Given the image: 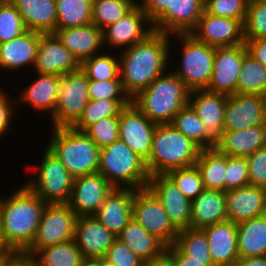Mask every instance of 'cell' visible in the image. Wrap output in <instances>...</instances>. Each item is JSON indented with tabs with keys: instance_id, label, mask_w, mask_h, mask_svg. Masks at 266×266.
Masks as SVG:
<instances>
[{
	"instance_id": "10",
	"label": "cell",
	"mask_w": 266,
	"mask_h": 266,
	"mask_svg": "<svg viewBox=\"0 0 266 266\" xmlns=\"http://www.w3.org/2000/svg\"><path fill=\"white\" fill-rule=\"evenodd\" d=\"M88 85L89 79L81 68L61 76L56 109L50 116L52 128L72 127L79 120L90 101Z\"/></svg>"
},
{
	"instance_id": "51",
	"label": "cell",
	"mask_w": 266,
	"mask_h": 266,
	"mask_svg": "<svg viewBox=\"0 0 266 266\" xmlns=\"http://www.w3.org/2000/svg\"><path fill=\"white\" fill-rule=\"evenodd\" d=\"M105 258L115 266H142L144 262L119 239L110 246Z\"/></svg>"
},
{
	"instance_id": "18",
	"label": "cell",
	"mask_w": 266,
	"mask_h": 266,
	"mask_svg": "<svg viewBox=\"0 0 266 266\" xmlns=\"http://www.w3.org/2000/svg\"><path fill=\"white\" fill-rule=\"evenodd\" d=\"M147 188L162 203L178 231L190 228L191 200L183 195L167 175L150 176Z\"/></svg>"
},
{
	"instance_id": "43",
	"label": "cell",
	"mask_w": 266,
	"mask_h": 266,
	"mask_svg": "<svg viewBox=\"0 0 266 266\" xmlns=\"http://www.w3.org/2000/svg\"><path fill=\"white\" fill-rule=\"evenodd\" d=\"M166 175L177 185L183 195L190 200L195 199L205 189L201 173L196 164L173 169Z\"/></svg>"
},
{
	"instance_id": "6",
	"label": "cell",
	"mask_w": 266,
	"mask_h": 266,
	"mask_svg": "<svg viewBox=\"0 0 266 266\" xmlns=\"http://www.w3.org/2000/svg\"><path fill=\"white\" fill-rule=\"evenodd\" d=\"M98 173L118 189H143L150 178L145 160L122 140L100 149Z\"/></svg>"
},
{
	"instance_id": "26",
	"label": "cell",
	"mask_w": 266,
	"mask_h": 266,
	"mask_svg": "<svg viewBox=\"0 0 266 266\" xmlns=\"http://www.w3.org/2000/svg\"><path fill=\"white\" fill-rule=\"evenodd\" d=\"M134 189L114 188L105 198L94 217L116 237L133 219Z\"/></svg>"
},
{
	"instance_id": "37",
	"label": "cell",
	"mask_w": 266,
	"mask_h": 266,
	"mask_svg": "<svg viewBox=\"0 0 266 266\" xmlns=\"http://www.w3.org/2000/svg\"><path fill=\"white\" fill-rule=\"evenodd\" d=\"M56 28H72L92 23L93 0H55Z\"/></svg>"
},
{
	"instance_id": "2",
	"label": "cell",
	"mask_w": 266,
	"mask_h": 266,
	"mask_svg": "<svg viewBox=\"0 0 266 266\" xmlns=\"http://www.w3.org/2000/svg\"><path fill=\"white\" fill-rule=\"evenodd\" d=\"M0 199V227L9 247L22 254L33 241L46 204L25 183Z\"/></svg>"
},
{
	"instance_id": "27",
	"label": "cell",
	"mask_w": 266,
	"mask_h": 266,
	"mask_svg": "<svg viewBox=\"0 0 266 266\" xmlns=\"http://www.w3.org/2000/svg\"><path fill=\"white\" fill-rule=\"evenodd\" d=\"M39 32L26 30L18 37L0 44V69L13 71L32 65L36 61Z\"/></svg>"
},
{
	"instance_id": "29",
	"label": "cell",
	"mask_w": 266,
	"mask_h": 266,
	"mask_svg": "<svg viewBox=\"0 0 266 266\" xmlns=\"http://www.w3.org/2000/svg\"><path fill=\"white\" fill-rule=\"evenodd\" d=\"M18 10L26 30L54 33L57 22L55 0H9Z\"/></svg>"
},
{
	"instance_id": "9",
	"label": "cell",
	"mask_w": 266,
	"mask_h": 266,
	"mask_svg": "<svg viewBox=\"0 0 266 266\" xmlns=\"http://www.w3.org/2000/svg\"><path fill=\"white\" fill-rule=\"evenodd\" d=\"M77 218L67 203L46 204L36 235L22 254L31 258L42 248L73 240Z\"/></svg>"
},
{
	"instance_id": "13",
	"label": "cell",
	"mask_w": 266,
	"mask_h": 266,
	"mask_svg": "<svg viewBox=\"0 0 266 266\" xmlns=\"http://www.w3.org/2000/svg\"><path fill=\"white\" fill-rule=\"evenodd\" d=\"M189 34L213 47H233L245 43L244 23L241 20L218 17L205 12Z\"/></svg>"
},
{
	"instance_id": "49",
	"label": "cell",
	"mask_w": 266,
	"mask_h": 266,
	"mask_svg": "<svg viewBox=\"0 0 266 266\" xmlns=\"http://www.w3.org/2000/svg\"><path fill=\"white\" fill-rule=\"evenodd\" d=\"M88 93L90 100H131L124 92L121 80H89Z\"/></svg>"
},
{
	"instance_id": "19",
	"label": "cell",
	"mask_w": 266,
	"mask_h": 266,
	"mask_svg": "<svg viewBox=\"0 0 266 266\" xmlns=\"http://www.w3.org/2000/svg\"><path fill=\"white\" fill-rule=\"evenodd\" d=\"M79 69L78 60L54 33L40 34L34 73L64 76Z\"/></svg>"
},
{
	"instance_id": "59",
	"label": "cell",
	"mask_w": 266,
	"mask_h": 266,
	"mask_svg": "<svg viewBox=\"0 0 266 266\" xmlns=\"http://www.w3.org/2000/svg\"><path fill=\"white\" fill-rule=\"evenodd\" d=\"M142 266H172L169 256L165 253L162 257L143 262Z\"/></svg>"
},
{
	"instance_id": "42",
	"label": "cell",
	"mask_w": 266,
	"mask_h": 266,
	"mask_svg": "<svg viewBox=\"0 0 266 266\" xmlns=\"http://www.w3.org/2000/svg\"><path fill=\"white\" fill-rule=\"evenodd\" d=\"M174 245L192 260H212L208 240L202 229L187 228L180 230Z\"/></svg>"
},
{
	"instance_id": "31",
	"label": "cell",
	"mask_w": 266,
	"mask_h": 266,
	"mask_svg": "<svg viewBox=\"0 0 266 266\" xmlns=\"http://www.w3.org/2000/svg\"><path fill=\"white\" fill-rule=\"evenodd\" d=\"M227 219L224 191L204 189L191 200L190 228L202 229Z\"/></svg>"
},
{
	"instance_id": "57",
	"label": "cell",
	"mask_w": 266,
	"mask_h": 266,
	"mask_svg": "<svg viewBox=\"0 0 266 266\" xmlns=\"http://www.w3.org/2000/svg\"><path fill=\"white\" fill-rule=\"evenodd\" d=\"M234 266H266V255L239 259Z\"/></svg>"
},
{
	"instance_id": "45",
	"label": "cell",
	"mask_w": 266,
	"mask_h": 266,
	"mask_svg": "<svg viewBox=\"0 0 266 266\" xmlns=\"http://www.w3.org/2000/svg\"><path fill=\"white\" fill-rule=\"evenodd\" d=\"M250 0H204V12L224 18L246 20Z\"/></svg>"
},
{
	"instance_id": "56",
	"label": "cell",
	"mask_w": 266,
	"mask_h": 266,
	"mask_svg": "<svg viewBox=\"0 0 266 266\" xmlns=\"http://www.w3.org/2000/svg\"><path fill=\"white\" fill-rule=\"evenodd\" d=\"M0 266H33V262L28 256L15 254L11 258L0 260Z\"/></svg>"
},
{
	"instance_id": "1",
	"label": "cell",
	"mask_w": 266,
	"mask_h": 266,
	"mask_svg": "<svg viewBox=\"0 0 266 266\" xmlns=\"http://www.w3.org/2000/svg\"><path fill=\"white\" fill-rule=\"evenodd\" d=\"M171 38V35L153 31L144 40L121 50L119 78L130 99L167 72L166 68L171 66L168 62L172 52Z\"/></svg>"
},
{
	"instance_id": "46",
	"label": "cell",
	"mask_w": 266,
	"mask_h": 266,
	"mask_svg": "<svg viewBox=\"0 0 266 266\" xmlns=\"http://www.w3.org/2000/svg\"><path fill=\"white\" fill-rule=\"evenodd\" d=\"M102 149L119 139V116L99 119L84 131Z\"/></svg>"
},
{
	"instance_id": "40",
	"label": "cell",
	"mask_w": 266,
	"mask_h": 266,
	"mask_svg": "<svg viewBox=\"0 0 266 266\" xmlns=\"http://www.w3.org/2000/svg\"><path fill=\"white\" fill-rule=\"evenodd\" d=\"M137 0H93L92 23L103 29L129 13Z\"/></svg>"
},
{
	"instance_id": "38",
	"label": "cell",
	"mask_w": 266,
	"mask_h": 266,
	"mask_svg": "<svg viewBox=\"0 0 266 266\" xmlns=\"http://www.w3.org/2000/svg\"><path fill=\"white\" fill-rule=\"evenodd\" d=\"M236 93L266 96V67L248 53L243 57Z\"/></svg>"
},
{
	"instance_id": "12",
	"label": "cell",
	"mask_w": 266,
	"mask_h": 266,
	"mask_svg": "<svg viewBox=\"0 0 266 266\" xmlns=\"http://www.w3.org/2000/svg\"><path fill=\"white\" fill-rule=\"evenodd\" d=\"M156 126L133 102L119 113V139L145 161L151 153Z\"/></svg>"
},
{
	"instance_id": "25",
	"label": "cell",
	"mask_w": 266,
	"mask_h": 266,
	"mask_svg": "<svg viewBox=\"0 0 266 266\" xmlns=\"http://www.w3.org/2000/svg\"><path fill=\"white\" fill-rule=\"evenodd\" d=\"M228 96L204 90L190 91L188 104L203 121L207 132L217 140L224 132V115Z\"/></svg>"
},
{
	"instance_id": "23",
	"label": "cell",
	"mask_w": 266,
	"mask_h": 266,
	"mask_svg": "<svg viewBox=\"0 0 266 266\" xmlns=\"http://www.w3.org/2000/svg\"><path fill=\"white\" fill-rule=\"evenodd\" d=\"M202 230L206 234L214 266H234L239 260L237 224L227 219Z\"/></svg>"
},
{
	"instance_id": "32",
	"label": "cell",
	"mask_w": 266,
	"mask_h": 266,
	"mask_svg": "<svg viewBox=\"0 0 266 266\" xmlns=\"http://www.w3.org/2000/svg\"><path fill=\"white\" fill-rule=\"evenodd\" d=\"M144 262L162 257L167 246L156 236L147 233L139 223L131 219L117 236Z\"/></svg>"
},
{
	"instance_id": "61",
	"label": "cell",
	"mask_w": 266,
	"mask_h": 266,
	"mask_svg": "<svg viewBox=\"0 0 266 266\" xmlns=\"http://www.w3.org/2000/svg\"><path fill=\"white\" fill-rule=\"evenodd\" d=\"M264 126H265V147H266V120L264 121Z\"/></svg>"
},
{
	"instance_id": "5",
	"label": "cell",
	"mask_w": 266,
	"mask_h": 266,
	"mask_svg": "<svg viewBox=\"0 0 266 266\" xmlns=\"http://www.w3.org/2000/svg\"><path fill=\"white\" fill-rule=\"evenodd\" d=\"M47 148L74 177L98 172L100 148L85 133L72 127L52 128Z\"/></svg>"
},
{
	"instance_id": "62",
	"label": "cell",
	"mask_w": 266,
	"mask_h": 266,
	"mask_svg": "<svg viewBox=\"0 0 266 266\" xmlns=\"http://www.w3.org/2000/svg\"><path fill=\"white\" fill-rule=\"evenodd\" d=\"M84 266H94L90 261H88Z\"/></svg>"
},
{
	"instance_id": "21",
	"label": "cell",
	"mask_w": 266,
	"mask_h": 266,
	"mask_svg": "<svg viewBox=\"0 0 266 266\" xmlns=\"http://www.w3.org/2000/svg\"><path fill=\"white\" fill-rule=\"evenodd\" d=\"M116 239L94 216L77 218L74 240L87 261L105 257Z\"/></svg>"
},
{
	"instance_id": "63",
	"label": "cell",
	"mask_w": 266,
	"mask_h": 266,
	"mask_svg": "<svg viewBox=\"0 0 266 266\" xmlns=\"http://www.w3.org/2000/svg\"><path fill=\"white\" fill-rule=\"evenodd\" d=\"M254 1H261V2H265L266 3V0H254Z\"/></svg>"
},
{
	"instance_id": "20",
	"label": "cell",
	"mask_w": 266,
	"mask_h": 266,
	"mask_svg": "<svg viewBox=\"0 0 266 266\" xmlns=\"http://www.w3.org/2000/svg\"><path fill=\"white\" fill-rule=\"evenodd\" d=\"M204 12V0H172L152 23L153 31L167 35L189 34Z\"/></svg>"
},
{
	"instance_id": "54",
	"label": "cell",
	"mask_w": 266,
	"mask_h": 266,
	"mask_svg": "<svg viewBox=\"0 0 266 266\" xmlns=\"http://www.w3.org/2000/svg\"><path fill=\"white\" fill-rule=\"evenodd\" d=\"M139 2L137 5L146 13L151 23L167 9V6L172 4V0H139Z\"/></svg>"
},
{
	"instance_id": "50",
	"label": "cell",
	"mask_w": 266,
	"mask_h": 266,
	"mask_svg": "<svg viewBox=\"0 0 266 266\" xmlns=\"http://www.w3.org/2000/svg\"><path fill=\"white\" fill-rule=\"evenodd\" d=\"M246 160L248 163L249 185L266 189V147L259 148Z\"/></svg>"
},
{
	"instance_id": "33",
	"label": "cell",
	"mask_w": 266,
	"mask_h": 266,
	"mask_svg": "<svg viewBox=\"0 0 266 266\" xmlns=\"http://www.w3.org/2000/svg\"><path fill=\"white\" fill-rule=\"evenodd\" d=\"M239 259L266 255V213L237 224Z\"/></svg>"
},
{
	"instance_id": "4",
	"label": "cell",
	"mask_w": 266,
	"mask_h": 266,
	"mask_svg": "<svg viewBox=\"0 0 266 266\" xmlns=\"http://www.w3.org/2000/svg\"><path fill=\"white\" fill-rule=\"evenodd\" d=\"M201 148L172 124H157L149 158L145 161L150 176L195 165Z\"/></svg>"
},
{
	"instance_id": "36",
	"label": "cell",
	"mask_w": 266,
	"mask_h": 266,
	"mask_svg": "<svg viewBox=\"0 0 266 266\" xmlns=\"http://www.w3.org/2000/svg\"><path fill=\"white\" fill-rule=\"evenodd\" d=\"M171 124L201 149L215 148L216 140L207 132L203 121L189 104L174 116Z\"/></svg>"
},
{
	"instance_id": "14",
	"label": "cell",
	"mask_w": 266,
	"mask_h": 266,
	"mask_svg": "<svg viewBox=\"0 0 266 266\" xmlns=\"http://www.w3.org/2000/svg\"><path fill=\"white\" fill-rule=\"evenodd\" d=\"M246 54L245 44L233 47H215L213 71L206 90L227 96L235 94L243 57Z\"/></svg>"
},
{
	"instance_id": "28",
	"label": "cell",
	"mask_w": 266,
	"mask_h": 266,
	"mask_svg": "<svg viewBox=\"0 0 266 266\" xmlns=\"http://www.w3.org/2000/svg\"><path fill=\"white\" fill-rule=\"evenodd\" d=\"M37 74L36 79H33L31 84L24 89L21 88L19 98L16 99V104L27 103L38 112L54 114L58 100V90L61 81V76L54 74ZM35 80V81H34Z\"/></svg>"
},
{
	"instance_id": "47",
	"label": "cell",
	"mask_w": 266,
	"mask_h": 266,
	"mask_svg": "<svg viewBox=\"0 0 266 266\" xmlns=\"http://www.w3.org/2000/svg\"><path fill=\"white\" fill-rule=\"evenodd\" d=\"M244 38H266V3L250 0L244 22Z\"/></svg>"
},
{
	"instance_id": "17",
	"label": "cell",
	"mask_w": 266,
	"mask_h": 266,
	"mask_svg": "<svg viewBox=\"0 0 266 266\" xmlns=\"http://www.w3.org/2000/svg\"><path fill=\"white\" fill-rule=\"evenodd\" d=\"M102 30L105 47L108 46L112 49H116V47L117 49L129 48L153 32L152 23L138 5L117 22Z\"/></svg>"
},
{
	"instance_id": "48",
	"label": "cell",
	"mask_w": 266,
	"mask_h": 266,
	"mask_svg": "<svg viewBox=\"0 0 266 266\" xmlns=\"http://www.w3.org/2000/svg\"><path fill=\"white\" fill-rule=\"evenodd\" d=\"M225 192L249 185L248 163L246 158L226 155Z\"/></svg>"
},
{
	"instance_id": "52",
	"label": "cell",
	"mask_w": 266,
	"mask_h": 266,
	"mask_svg": "<svg viewBox=\"0 0 266 266\" xmlns=\"http://www.w3.org/2000/svg\"><path fill=\"white\" fill-rule=\"evenodd\" d=\"M0 89V135L3 136L9 131L11 121L14 119V109L17 106L16 100L9 97V95ZM14 100V101H13ZM15 102V103H14Z\"/></svg>"
},
{
	"instance_id": "24",
	"label": "cell",
	"mask_w": 266,
	"mask_h": 266,
	"mask_svg": "<svg viewBox=\"0 0 266 266\" xmlns=\"http://www.w3.org/2000/svg\"><path fill=\"white\" fill-rule=\"evenodd\" d=\"M54 34L80 64L93 55L102 53L103 30L93 23L72 28H56Z\"/></svg>"
},
{
	"instance_id": "22",
	"label": "cell",
	"mask_w": 266,
	"mask_h": 266,
	"mask_svg": "<svg viewBox=\"0 0 266 266\" xmlns=\"http://www.w3.org/2000/svg\"><path fill=\"white\" fill-rule=\"evenodd\" d=\"M228 220L238 224L266 213V189L246 185L225 192Z\"/></svg>"
},
{
	"instance_id": "15",
	"label": "cell",
	"mask_w": 266,
	"mask_h": 266,
	"mask_svg": "<svg viewBox=\"0 0 266 266\" xmlns=\"http://www.w3.org/2000/svg\"><path fill=\"white\" fill-rule=\"evenodd\" d=\"M266 96L235 93L228 96L224 115V131H240L264 124Z\"/></svg>"
},
{
	"instance_id": "44",
	"label": "cell",
	"mask_w": 266,
	"mask_h": 266,
	"mask_svg": "<svg viewBox=\"0 0 266 266\" xmlns=\"http://www.w3.org/2000/svg\"><path fill=\"white\" fill-rule=\"evenodd\" d=\"M26 28L16 7L9 1H0V44L18 37Z\"/></svg>"
},
{
	"instance_id": "8",
	"label": "cell",
	"mask_w": 266,
	"mask_h": 266,
	"mask_svg": "<svg viewBox=\"0 0 266 266\" xmlns=\"http://www.w3.org/2000/svg\"><path fill=\"white\" fill-rule=\"evenodd\" d=\"M39 164L37 176L25 184L47 204L68 203L74 177L47 147Z\"/></svg>"
},
{
	"instance_id": "41",
	"label": "cell",
	"mask_w": 266,
	"mask_h": 266,
	"mask_svg": "<svg viewBox=\"0 0 266 266\" xmlns=\"http://www.w3.org/2000/svg\"><path fill=\"white\" fill-rule=\"evenodd\" d=\"M81 70L89 80H120L119 78V56L115 54H97L84 60L80 64Z\"/></svg>"
},
{
	"instance_id": "34",
	"label": "cell",
	"mask_w": 266,
	"mask_h": 266,
	"mask_svg": "<svg viewBox=\"0 0 266 266\" xmlns=\"http://www.w3.org/2000/svg\"><path fill=\"white\" fill-rule=\"evenodd\" d=\"M31 260L33 266H84L88 262L74 239L42 248Z\"/></svg>"
},
{
	"instance_id": "30",
	"label": "cell",
	"mask_w": 266,
	"mask_h": 266,
	"mask_svg": "<svg viewBox=\"0 0 266 266\" xmlns=\"http://www.w3.org/2000/svg\"><path fill=\"white\" fill-rule=\"evenodd\" d=\"M265 147L264 124L240 131H224L216 140L215 148L222 154L247 158L259 148Z\"/></svg>"
},
{
	"instance_id": "16",
	"label": "cell",
	"mask_w": 266,
	"mask_h": 266,
	"mask_svg": "<svg viewBox=\"0 0 266 266\" xmlns=\"http://www.w3.org/2000/svg\"><path fill=\"white\" fill-rule=\"evenodd\" d=\"M114 187L100 173L74 178L68 205L78 216H94Z\"/></svg>"
},
{
	"instance_id": "11",
	"label": "cell",
	"mask_w": 266,
	"mask_h": 266,
	"mask_svg": "<svg viewBox=\"0 0 266 266\" xmlns=\"http://www.w3.org/2000/svg\"><path fill=\"white\" fill-rule=\"evenodd\" d=\"M132 217L149 234L167 247L174 244L179 231L173 226L162 203L146 187L134 190Z\"/></svg>"
},
{
	"instance_id": "7",
	"label": "cell",
	"mask_w": 266,
	"mask_h": 266,
	"mask_svg": "<svg viewBox=\"0 0 266 266\" xmlns=\"http://www.w3.org/2000/svg\"><path fill=\"white\" fill-rule=\"evenodd\" d=\"M182 44L180 67L172 72L190 90L207 89L213 71L215 47L196 40L190 34L171 35Z\"/></svg>"
},
{
	"instance_id": "60",
	"label": "cell",
	"mask_w": 266,
	"mask_h": 266,
	"mask_svg": "<svg viewBox=\"0 0 266 266\" xmlns=\"http://www.w3.org/2000/svg\"><path fill=\"white\" fill-rule=\"evenodd\" d=\"M94 266H115L112 264L109 260H107L105 257L98 258L90 261Z\"/></svg>"
},
{
	"instance_id": "58",
	"label": "cell",
	"mask_w": 266,
	"mask_h": 266,
	"mask_svg": "<svg viewBox=\"0 0 266 266\" xmlns=\"http://www.w3.org/2000/svg\"><path fill=\"white\" fill-rule=\"evenodd\" d=\"M16 253L9 247V245L6 243L2 229L0 227V260L11 258Z\"/></svg>"
},
{
	"instance_id": "39",
	"label": "cell",
	"mask_w": 266,
	"mask_h": 266,
	"mask_svg": "<svg viewBox=\"0 0 266 266\" xmlns=\"http://www.w3.org/2000/svg\"><path fill=\"white\" fill-rule=\"evenodd\" d=\"M131 100L100 99L90 100L83 110L79 120L72 126L73 129L84 132L90 125L99 119L110 116H119L121 109Z\"/></svg>"
},
{
	"instance_id": "53",
	"label": "cell",
	"mask_w": 266,
	"mask_h": 266,
	"mask_svg": "<svg viewBox=\"0 0 266 266\" xmlns=\"http://www.w3.org/2000/svg\"><path fill=\"white\" fill-rule=\"evenodd\" d=\"M172 266H214L212 260H192V257L184 255L174 244L166 248Z\"/></svg>"
},
{
	"instance_id": "3",
	"label": "cell",
	"mask_w": 266,
	"mask_h": 266,
	"mask_svg": "<svg viewBox=\"0 0 266 266\" xmlns=\"http://www.w3.org/2000/svg\"><path fill=\"white\" fill-rule=\"evenodd\" d=\"M189 94L185 84L172 71H167L141 90L131 102L153 123L171 124L174 116L188 104Z\"/></svg>"
},
{
	"instance_id": "55",
	"label": "cell",
	"mask_w": 266,
	"mask_h": 266,
	"mask_svg": "<svg viewBox=\"0 0 266 266\" xmlns=\"http://www.w3.org/2000/svg\"><path fill=\"white\" fill-rule=\"evenodd\" d=\"M247 53L266 67V38L245 39Z\"/></svg>"
},
{
	"instance_id": "35",
	"label": "cell",
	"mask_w": 266,
	"mask_h": 266,
	"mask_svg": "<svg viewBox=\"0 0 266 266\" xmlns=\"http://www.w3.org/2000/svg\"><path fill=\"white\" fill-rule=\"evenodd\" d=\"M196 166L201 173L205 189L225 192L226 154L216 148L201 149Z\"/></svg>"
}]
</instances>
